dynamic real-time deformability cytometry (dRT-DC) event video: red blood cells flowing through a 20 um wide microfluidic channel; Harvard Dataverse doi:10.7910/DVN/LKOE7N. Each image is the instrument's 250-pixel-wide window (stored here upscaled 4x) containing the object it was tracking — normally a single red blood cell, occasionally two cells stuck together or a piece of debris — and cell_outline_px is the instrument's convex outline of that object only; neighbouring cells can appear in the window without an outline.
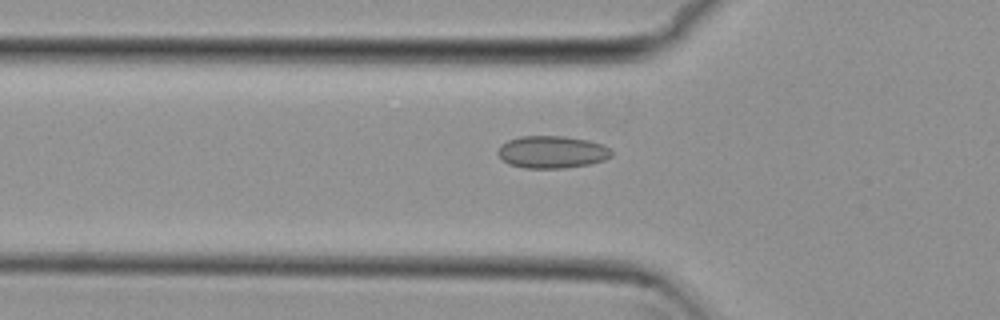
{"species": "common noctule bat (a hibernating species)", "species_latin": "Nyctalus noctula", "temperature_condition": "cold", "stored_images_in_passage": 48, "camera_frame_rate_fps": 3000, "um_per_image_px": 0.085, "animal": {"sex": "female", "body_mass_g": 29.2, "forearm_length_mm": 56.3}, "frame": {"image": 1, "passage_image": 18, "time_ms": 5.667, "image_size_px": [1000, 320], "cell_outline_px": [[612, 156], [604, 160], [588, 164], [564, 168], [524, 168], [508, 164], [496, 152], [500, 144], [508, 140], [520, 136], [564, 136], [588, 140], [604, 144], [612, 152]], "centroid_in_image_um": [46.9, 12.91], "position_along_channel_um": 78.9, "area_um2": 21.5}}
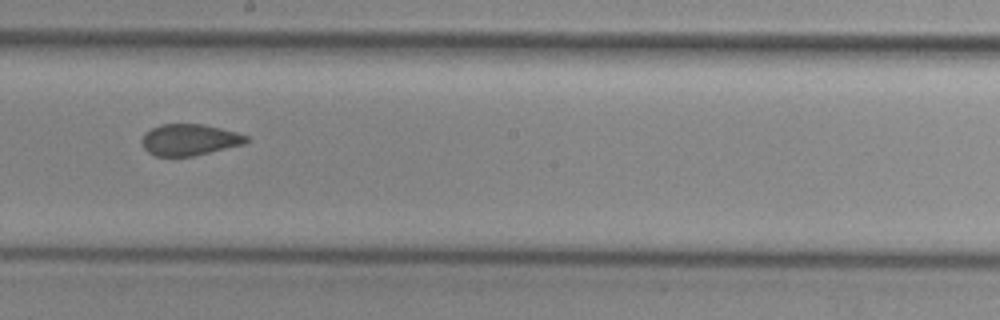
{"frame": {"image": 2, "passage_image": 30, "time_ms": 9.667, "image_size_px": [1000, 320], "cell_outline_px": [[252, 140], [244, 144], [192, 156], [156, 156], [148, 152], [144, 148], [140, 140], [144, 132], [160, 124], [204, 124], [236, 132], [248, 136]], "centroid_in_image_um": [16.1, 11.87], "position_along_channel_um": 232.1, "area_um2": 19.19}}
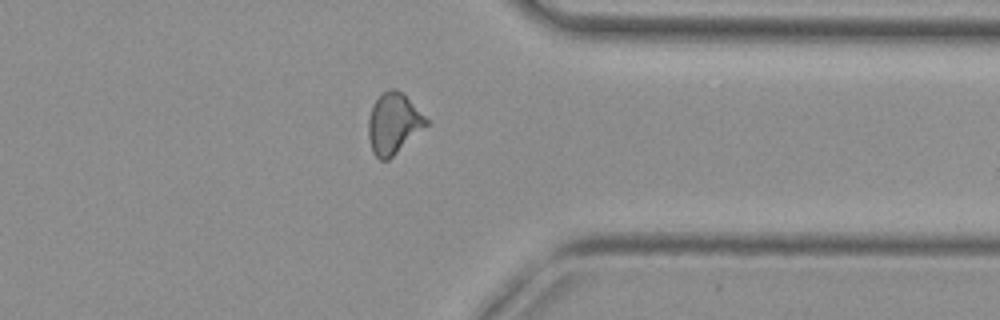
{"frame": {"image": 3, "passage_image": 42, "time_ms": 13.667, "image_size_px": [1000, 320], "cell_outline_px": [[428, 124], [388, 160], [380, 160], [372, 152], [368, 136], [368, 120], [372, 104], [384, 92], [392, 88], [396, 88], [428, 120]], "centroid_in_image_um": [33.4, 10.52], "position_along_channel_um": 378.0, "area_um2": 19.94}}